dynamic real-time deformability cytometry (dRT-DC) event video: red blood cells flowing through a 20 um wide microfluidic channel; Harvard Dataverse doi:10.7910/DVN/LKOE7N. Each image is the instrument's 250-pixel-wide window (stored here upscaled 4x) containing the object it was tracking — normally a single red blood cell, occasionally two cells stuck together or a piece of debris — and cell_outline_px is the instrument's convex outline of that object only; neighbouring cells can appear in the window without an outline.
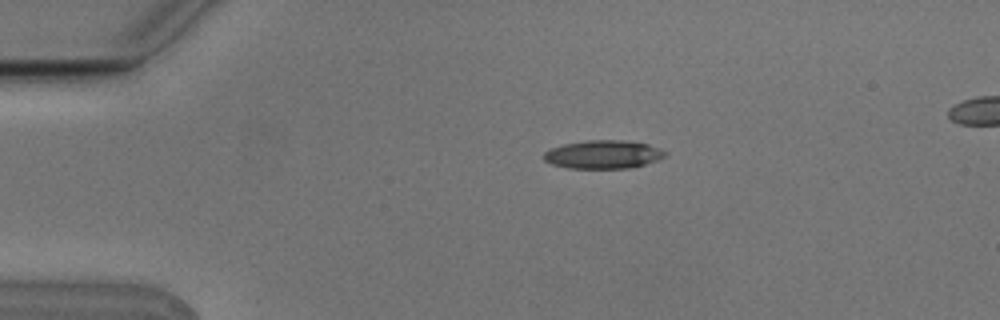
{"species": "Egyptian fruit bat (a non-hibernating species)", "species_latin": "Rousettus aegyptiacus", "temperature_condition": "cold", "stored_images_in_passage": 4, "camera_frame_rate_fps": 3000, "um_per_image_px": 0.085, "animal": {"sex": "male"}, "frame": {"image": 1, "passage_image": 2, "time_ms": 0.333, "image_size_px": [1000, 320], "cell_outline_px": [[668, 156], [660, 160], [628, 168], [568, 168], [552, 164], [544, 160], [544, 152], [552, 148], [564, 144], [588, 140], [624, 140], [648, 144], [668, 152]], "centroid_in_image_um": [51.32, 13.13], "position_along_channel_um": 33.7, "area_um2": 20.06}}